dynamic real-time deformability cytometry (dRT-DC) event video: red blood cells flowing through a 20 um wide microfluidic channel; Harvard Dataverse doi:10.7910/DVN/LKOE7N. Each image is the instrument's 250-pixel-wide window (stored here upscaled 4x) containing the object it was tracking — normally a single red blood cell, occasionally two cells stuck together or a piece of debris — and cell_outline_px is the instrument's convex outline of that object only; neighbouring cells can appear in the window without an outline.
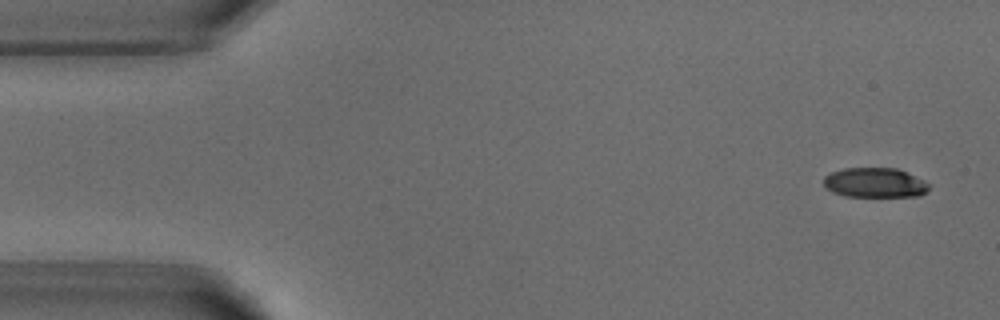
{"species": "common noctule bat (a hibernating species)", "species_latin": "Nyctalus noctula", "temperature_condition": "warm", "stored_images_in_passage": 4, "camera_frame_rate_fps": 3000, "um_per_image_px": 0.085, "animal": {"sex": "male", "body_mass_g": 18.8}, "frame": {"image": 1, "passage_image": 1, "time_ms": 0.0, "image_size_px": [1000, 320], "cell_outline_px": [[928, 188], [920, 196], [844, 196], [832, 192], [824, 188], [824, 176], [832, 172], [844, 168], [896, 168], [924, 180], [928, 184]], "centroid_in_image_um": [74.31, 15.53], "position_along_channel_um": 10.7, "area_um2": 18.15}}
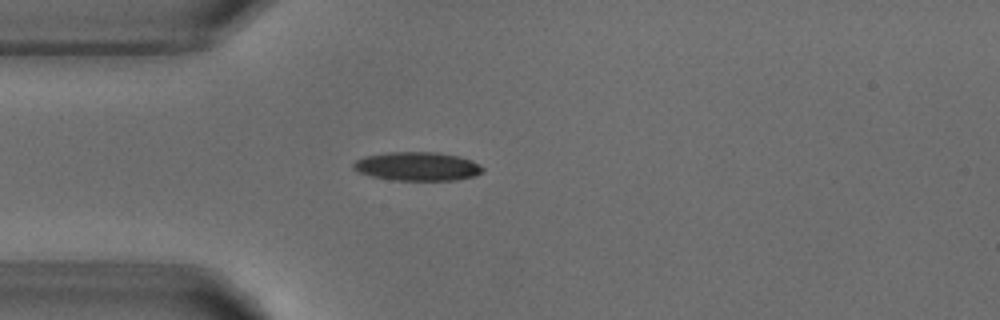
{"frame": {"image": 2, "passage_image": 4, "time_ms": 3.667, "image_size_px": [1000, 320], "cell_outline_px": [[484, 172], [476, 176], [456, 180], [392, 180], [372, 176], [360, 172], [352, 168], [352, 164], [356, 160], [368, 156], [388, 152], [436, 152], [456, 156], [472, 160], [480, 164], [484, 168]], "centroid_in_image_um": [35.52, 14.15], "position_along_channel_um": 49.5, "area_um2": 21.62}}